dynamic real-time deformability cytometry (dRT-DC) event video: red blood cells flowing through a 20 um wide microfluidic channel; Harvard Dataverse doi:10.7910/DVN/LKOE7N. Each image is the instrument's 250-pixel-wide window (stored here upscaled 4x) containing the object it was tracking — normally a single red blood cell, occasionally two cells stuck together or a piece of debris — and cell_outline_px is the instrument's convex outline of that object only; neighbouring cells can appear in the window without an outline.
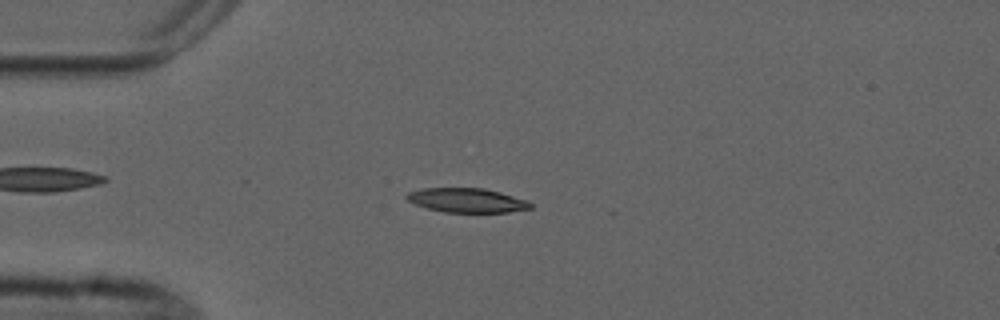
{"species": "common noctule bat (a hibernating species)", "species_latin": "Nyctalus noctula", "temperature_condition": "cold", "stored_images_in_passage": 8, "camera_frame_rate_fps": 3000, "um_per_image_px": 0.085, "animal": {"sex": "male", "forearm_length_mm": 52.5}, "frame": {"image": 1, "passage_image": 5, "time_ms": 5.667, "image_size_px": [1000, 320], "cell_outline_px": [[532, 208], [508, 212], [444, 212], [428, 208], [416, 204], [408, 200], [404, 196], [408, 192], [424, 188], [484, 188], [500, 192], [528, 200], [532, 204]], "centroid_in_image_um": [39.7, 17.02], "position_along_channel_um": 45.3, "area_um2": 17.46}}
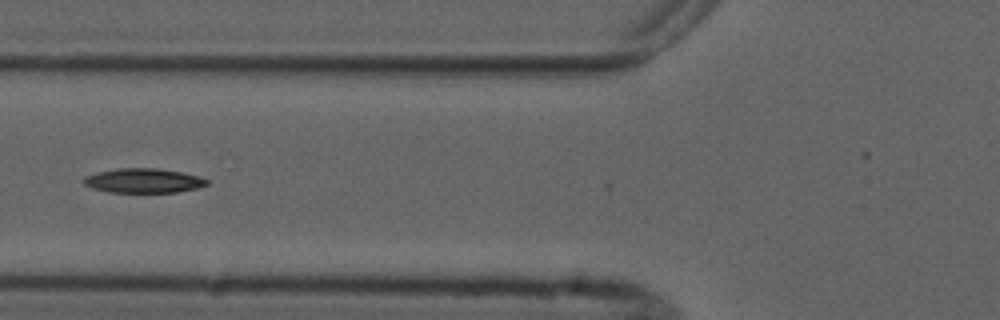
{"frame": {"image": 2, "passage_image": 7, "time_ms": 8.0, "image_size_px": [1000, 320], "cell_outline_px": [[208, 184], [196, 188], [176, 192], [108, 192], [92, 188], [84, 184], [84, 176], [96, 172], [116, 168], [156, 168], [184, 172], [200, 176], [208, 180]], "centroid_in_image_um": [12.19, 15.34], "position_along_channel_um": 113.6, "area_um2": 17.63}}
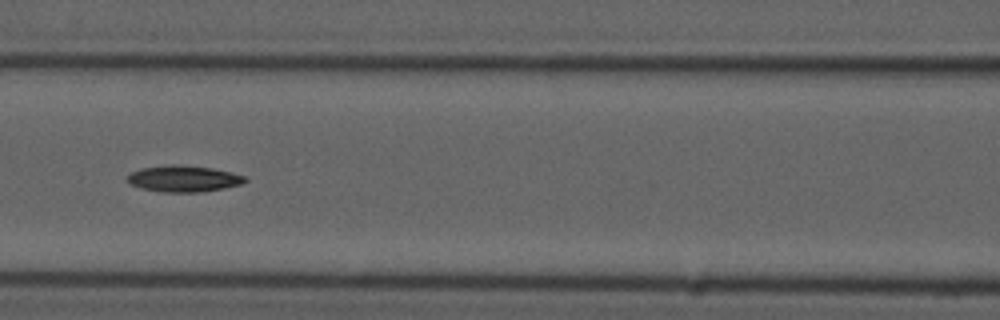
{"frame": {"image": 3, "passage_image": 8, "time_ms": 9.0, "image_size_px": [1000, 320], "cell_outline_px": [[248, 180], [240, 184], [224, 188], [200, 192], [164, 192], [140, 188], [128, 184], [124, 180], [132, 172], [140, 168], [172, 164], [176, 164], [212, 168], [244, 176]], "centroid_in_image_um": [15.53, 15.19], "position_along_channel_um": 151.1, "area_um2": 18.03}}